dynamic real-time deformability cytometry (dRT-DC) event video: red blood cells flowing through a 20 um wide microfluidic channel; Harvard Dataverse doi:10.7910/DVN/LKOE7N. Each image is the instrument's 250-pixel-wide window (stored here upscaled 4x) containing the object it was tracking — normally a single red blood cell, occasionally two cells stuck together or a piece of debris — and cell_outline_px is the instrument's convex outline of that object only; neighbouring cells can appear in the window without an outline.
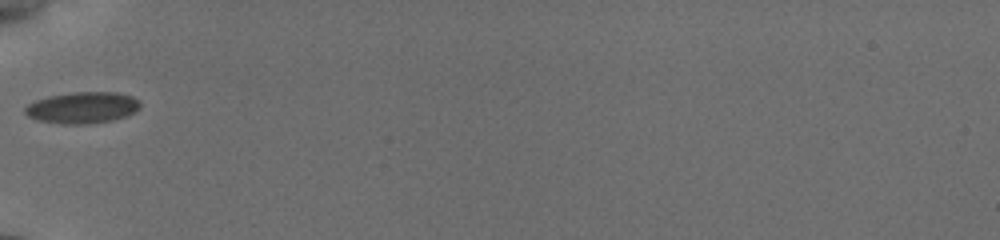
{"species": "common noctule bat (a hibernating species)", "species_latin": "Nyctalus noctula", "temperature_condition": "cold", "stored_images_in_passage": 35, "camera_frame_rate_fps": 3000, "um_per_image_px": 0.085, "animal": {"sex": "female", "body_mass_g": 19.5, "forearm_length_mm": 54.1}, "frame": {"image": 1, "passage_image": 1, "time_ms": 0.0, "image_size_px": [1000, 240], "cell_outline_px": [[140, 108], [124, 116], [112, 120], [88, 124], [60, 124], [36, 120], [28, 116], [24, 112], [24, 108], [28, 104], [36, 100], [52, 96], [76, 92], [116, 92], [132, 96], [140, 104]], "centroid_in_image_um": [6.97, 9.16], "position_along_channel_um": 78.0, "area_um2": 20.87}}
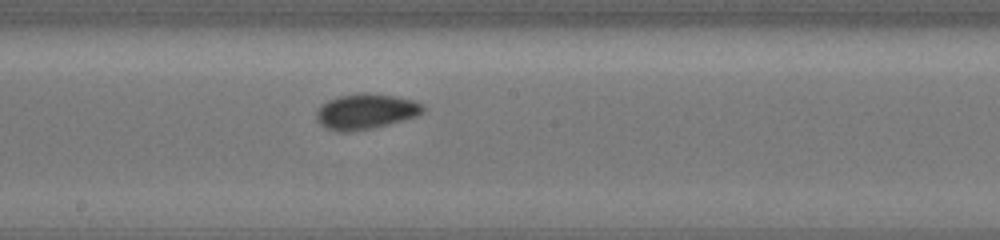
{"frame": {"image": 2, "passage_image": 12, "time_ms": 3.667, "image_size_px": [1000, 240], "cell_outline_px": [[424, 108], [416, 116], [388, 124], [372, 128], [352, 132], [340, 132], [328, 128], [320, 124], [316, 120], [316, 112], [328, 100], [340, 96], [360, 92], [368, 92], [392, 96], [412, 100], [420, 104]], "centroid_in_image_um": [31.04, 9.48], "position_along_channel_um": 217.2, "area_um2": 21.62}}
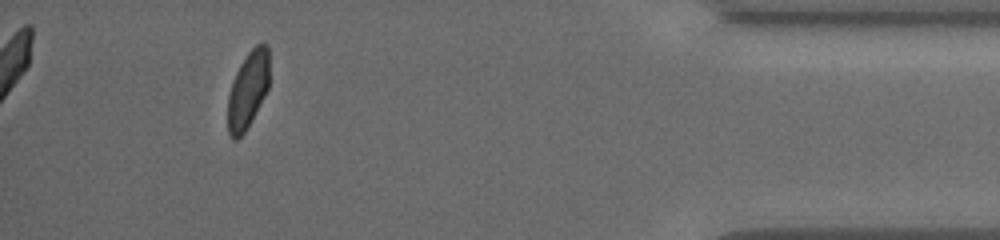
{"frame": {"image": 3, "passage_image": 31, "time_ms": 10.0, "image_size_px": [1000, 240], "cell_outline_px": [[268, 88], [264, 96], [244, 132], [236, 140], [232, 140], [228, 132], [228, 96], [236, 72], [240, 64], [248, 52], [256, 44], [268, 44]], "centroid_in_image_um": [21.06, 7.63], "position_along_channel_um": 414.1, "area_um2": 18.21}, "authors_computed_cell_mechanics": {"area_um2": 19.7676, "velocity_mm_per_s": 3.8132, "shape_relaxation_time_tau1_ms": 3.4773, "shape_relaxation_time_tau2_ms": 0.8522, "deformation_change_tau1": 0.0662, "deformation_change_tau2": 0.0399}}